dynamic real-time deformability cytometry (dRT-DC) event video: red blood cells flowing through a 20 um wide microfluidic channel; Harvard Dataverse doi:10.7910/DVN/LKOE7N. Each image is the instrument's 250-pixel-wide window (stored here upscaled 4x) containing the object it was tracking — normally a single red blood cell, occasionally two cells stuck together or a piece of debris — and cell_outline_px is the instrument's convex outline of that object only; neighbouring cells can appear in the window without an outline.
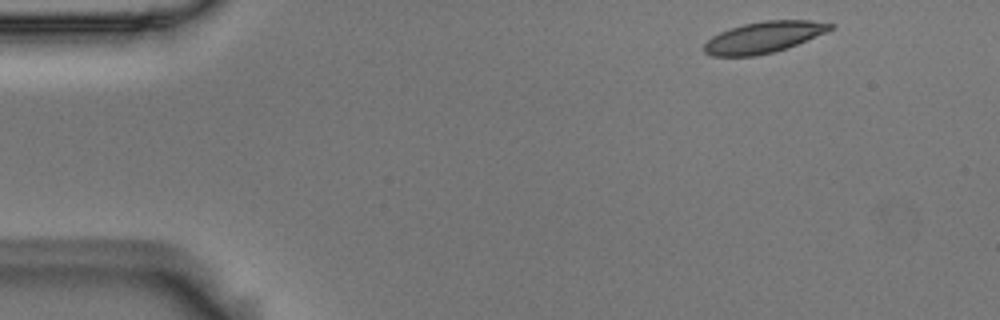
{"species": "Egyptian fruit bat (a non-hibernating species)", "species_latin": "Rousettus aegyptiacus", "temperature_condition": "room temperature", "stored_images_in_passage": 51, "camera_frame_rate_fps": 3000, "um_per_image_px": 0.085, "animal": {"sex": "male"}, "frame": {"image": 1, "passage_image": 2, "time_ms": 0.333, "image_size_px": [1000, 320], "cell_outline_px": [[836, 24], [832, 28], [824, 32], [796, 44], [772, 52], [756, 56], [712, 56], [704, 52], [704, 44], [712, 36], [720, 32], [744, 24], [764, 20], [808, 20]], "centroid_in_image_um": [64.87, 3.16], "position_along_channel_um": 20.1, "area_um2": 22.54}}
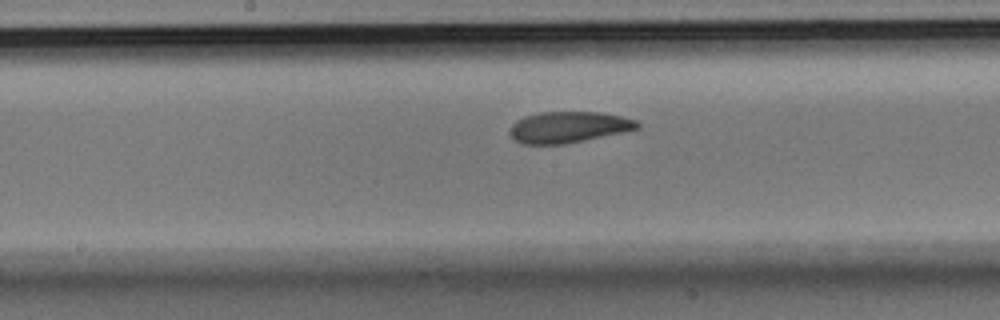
{"frame": {"image": 2, "passage_image": 24, "time_ms": 7.667, "image_size_px": [1000, 320], "cell_outline_px": [[640, 128], [624, 132], [564, 144], [520, 144], [512, 140], [512, 124], [516, 120], [524, 116], [540, 112], [596, 112], [620, 116], [636, 120], [640, 124]], "centroid_in_image_um": [48.31, 10.81], "position_along_channel_um": 199.9, "area_um2": 23.06}}
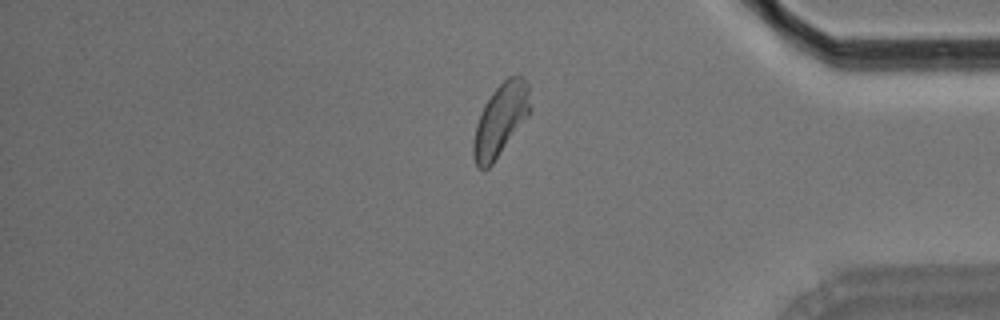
{"frame": {"image": 3, "passage_image": 42, "time_ms": 13.667, "image_size_px": [1000, 320], "cell_outline_px": [[532, 108], [528, 116], [492, 164], [488, 168], [476, 168], [472, 156], [472, 140], [476, 124], [480, 112], [484, 104], [492, 92], [508, 76], [524, 76], [528, 84]], "centroid_in_image_um": [42.53, 10.18], "position_along_channel_um": 392.7, "area_um2": 24.1}, "authors_computed_cell_mechanics": {"area_um2": 23.5246, "velocity_mm_per_s": 3.6255, "shape_relaxation_time_tau1_ms": 4.8985, "shape_relaxation_time_tau2_ms": 2.359, "deformation_change_tau1": 0.1391, "deformation_change_tau2": 0.0695}}